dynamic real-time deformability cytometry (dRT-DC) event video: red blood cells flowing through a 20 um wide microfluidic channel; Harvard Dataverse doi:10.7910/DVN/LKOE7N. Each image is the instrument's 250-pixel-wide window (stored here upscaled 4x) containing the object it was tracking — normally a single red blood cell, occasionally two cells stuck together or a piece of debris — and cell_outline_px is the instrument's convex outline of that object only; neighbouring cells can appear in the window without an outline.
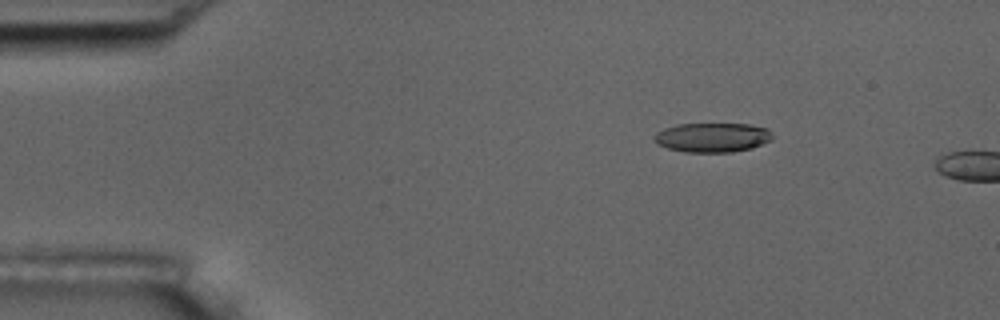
{"species": "common noctule bat (a hibernating species)", "species_latin": "Nyctalus noctula", "temperature_condition": "room temperature", "stored_images_in_passage": 2, "camera_frame_rate_fps": 3000, "um_per_image_px": 0.085, "animal": {"sex": "male", "body_mass_g": 17.5, "forearm_length_mm": 52.3}, "frame": {"image": 1, "passage_image": 1, "time_ms": 0.0, "image_size_px": [1000, 320], "cell_outline_px": [[772, 140], [752, 148], [732, 152], [684, 152], [668, 148], [656, 144], [652, 140], [652, 136], [656, 132], [664, 128], [676, 124], [748, 124], [768, 128], [772, 132]], "centroid_in_image_um": [60.52, 11.68], "position_along_channel_um": 24.5, "area_um2": 20.52}}